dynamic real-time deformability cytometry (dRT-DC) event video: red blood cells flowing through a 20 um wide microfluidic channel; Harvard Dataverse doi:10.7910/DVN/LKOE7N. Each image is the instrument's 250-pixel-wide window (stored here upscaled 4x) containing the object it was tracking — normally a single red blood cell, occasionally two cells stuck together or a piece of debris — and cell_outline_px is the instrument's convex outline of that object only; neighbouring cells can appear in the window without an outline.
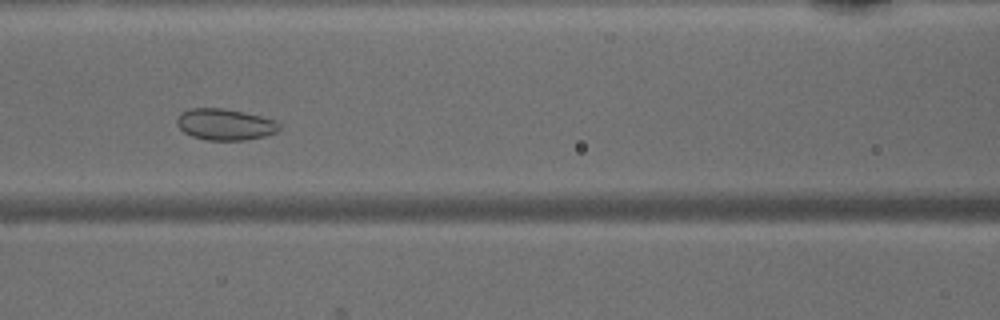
{"species": "common noctule bat (a hibernating species)", "species_latin": "Nyctalus noctula", "temperature_condition": "warm", "stored_images_in_passage": 48, "camera_frame_rate_fps": 3000, "um_per_image_px": 0.085, "animal": {"sex": "male", "body_mass_g": 15.6}, "frame": {"image": 1, "passage_image": 20, "time_ms": 6.333, "image_size_px": [1000, 320], "cell_outline_px": [[280, 128], [276, 132], [264, 136], [244, 140], [208, 140], [192, 136], [184, 132], [176, 124], [176, 116], [180, 112], [188, 108], [224, 108], [244, 112], [276, 120], [280, 124]], "centroid_in_image_um": [19.09, 10.56], "position_along_channel_um": 147.5, "area_um2": 18.84}}
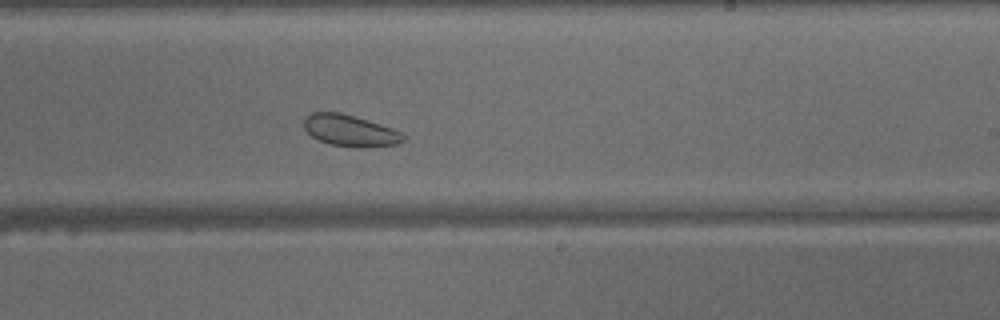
{"frame": {"image": 2, "passage_image": 28, "time_ms": 9.0, "image_size_px": [1000, 320], "cell_outline_px": [[404, 140], [396, 144], [364, 148], [360, 148], [328, 144], [316, 140], [304, 128], [304, 116], [312, 112], [340, 112], [368, 120], [404, 132]], "centroid_in_image_um": [29.74, 11.1], "position_along_channel_um": 259.3, "area_um2": 18.44}}
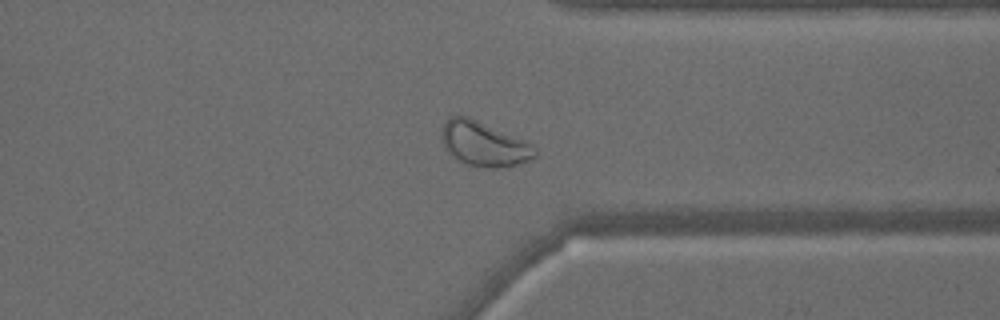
{"frame": {"image": 3, "passage_image": 36, "time_ms": 11.667, "image_size_px": [1000, 320], "cell_outline_px": [[536, 156], [528, 160], [516, 164], [496, 168], [488, 168], [468, 164], [452, 156], [444, 148], [440, 140], [440, 132], [444, 124], [452, 116], [468, 116], [528, 140], [536, 148]], "centroid_in_image_um": [41.13, 12.21], "position_along_channel_um": 370.3, "area_um2": 24.45}}